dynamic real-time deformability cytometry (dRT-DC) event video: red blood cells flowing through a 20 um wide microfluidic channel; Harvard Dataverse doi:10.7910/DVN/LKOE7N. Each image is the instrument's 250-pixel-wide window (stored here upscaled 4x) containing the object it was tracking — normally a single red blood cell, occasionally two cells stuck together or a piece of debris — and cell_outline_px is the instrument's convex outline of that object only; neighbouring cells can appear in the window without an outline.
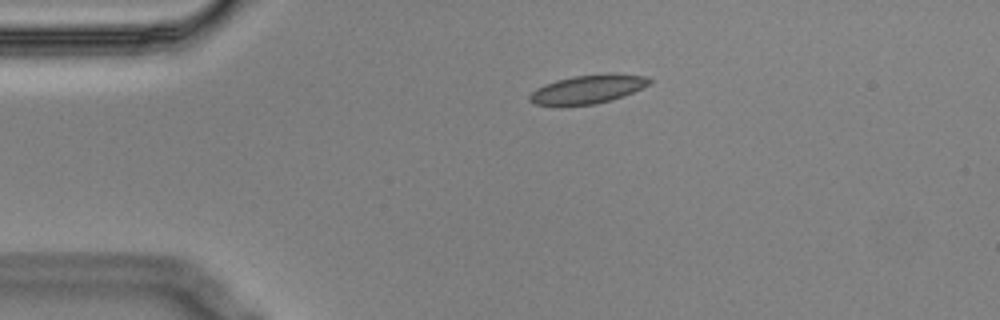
{"species": "Egyptian fruit bat (a non-hibernating species)", "species_latin": "Rousettus aegyptiacus", "temperature_condition": "cold", "stored_images_in_passage": 38, "camera_frame_rate_fps": 3000, "um_per_image_px": 0.085, "animal": {"sex": "male"}, "frame": {"image": 1, "passage_image": 1, "time_ms": 0.0, "image_size_px": [1000, 320], "cell_outline_px": [[652, 84], [612, 100], [596, 104], [560, 108], [536, 104], [528, 100], [528, 96], [536, 88], [544, 84], [556, 80], [572, 76], [608, 72], [612, 72], [648, 76], [652, 80]], "centroid_in_image_um": [49.95, 7.59], "position_along_channel_um": 35.1, "area_um2": 20.98}}
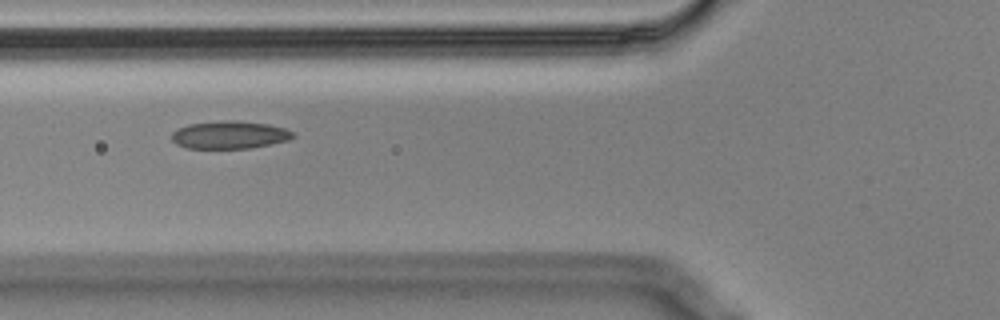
{"frame": {"image": 2, "passage_image": 10, "time_ms": 3.0, "image_size_px": [1000, 320], "cell_outline_px": [[296, 136], [288, 140], [252, 148], [184, 148], [176, 144], [172, 140], [172, 132], [188, 124], [224, 120], [236, 120], [268, 124], [284, 128], [296, 132]], "centroid_in_image_um": [19.54, 11.46], "position_along_channel_um": 106.3, "area_um2": 19.71}}
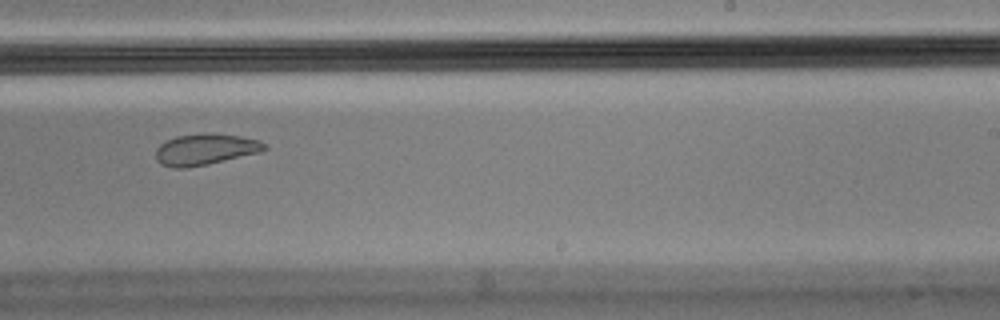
{"frame": {"image": 3, "passage_image": 24, "time_ms": 7.667, "image_size_px": [1000, 320], "cell_outline_px": [[268, 148], [260, 152], [208, 164], [184, 168], [172, 168], [160, 164], [156, 160], [156, 148], [160, 144], [176, 136], [204, 132], [212, 132], [240, 136], [260, 140]], "centroid_in_image_um": [17.43, 12.68], "position_along_channel_um": 271.6, "area_um2": 19.94}, "authors_computed_cell_mechanics": {"area_um2": 19.8832, "velocity_mm_per_s": 3.5383, "shape_relaxation_time_tau1_ms": null, "shape_relaxation_time_tau2_ms": 3.8243, "deformation_change_tau1": null, "deformation_change_tau2": 0.0562}}